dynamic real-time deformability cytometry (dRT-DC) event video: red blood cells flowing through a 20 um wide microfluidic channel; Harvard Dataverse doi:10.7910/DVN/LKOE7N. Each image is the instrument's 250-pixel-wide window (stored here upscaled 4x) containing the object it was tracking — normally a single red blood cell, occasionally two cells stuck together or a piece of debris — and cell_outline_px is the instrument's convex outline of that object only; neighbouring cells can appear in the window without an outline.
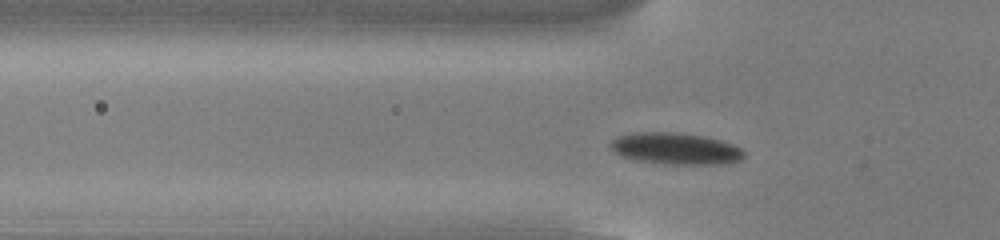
{"species": "common noctule bat (a hibernating species)", "species_latin": "Nyctalus noctula", "temperature_condition": "cold", "stored_images_in_passage": 47, "camera_frame_rate_fps": 3000, "um_per_image_px": 0.085, "animal": {"sex": "male", "body_mass_g": 13.0, "forearm_length_mm": 53.1}, "frame": {"image": 1, "passage_image": 10, "time_ms": 3.0, "image_size_px": [1000, 240], "cell_outline_px": [[744, 156], [740, 160], [728, 164], [664, 164], [636, 160], [620, 156], [612, 148], [612, 140], [620, 136], [632, 132], [676, 132], [704, 136], [720, 140], [732, 144], [740, 148], [744, 152]], "centroid_in_image_um": [57.45, 12.63], "position_along_channel_um": 68.3, "area_um2": 24.57}}
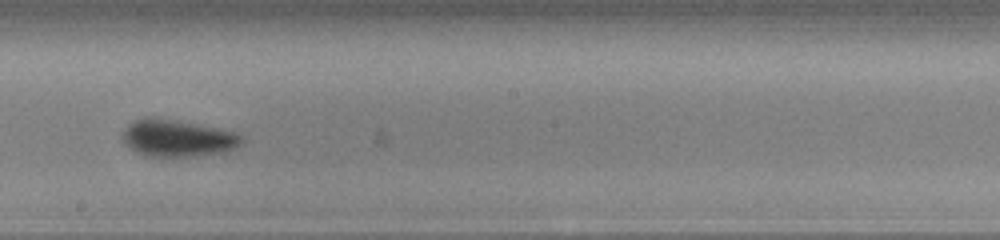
{"frame": {"image": 2, "passage_image": 23, "time_ms": 7.333, "image_size_px": [1000, 240], "cell_outline_px": [[244, 144], [228, 152], [196, 156], [144, 156], [136, 152], [124, 144], [120, 136], [124, 128], [128, 124], [144, 116], [152, 116], [196, 124], [216, 128], [232, 132], [244, 136]], "centroid_in_image_um": [15.07, 11.75], "position_along_channel_um": 233.1, "area_um2": 26.07}}
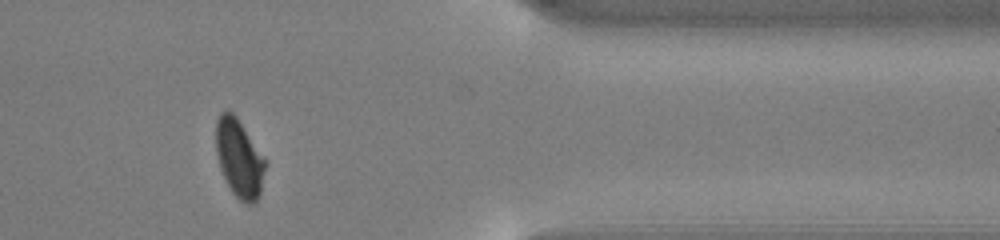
{"frame": {"image": 3, "passage_image": 37, "time_ms": 12.0, "image_size_px": [1000, 240], "cell_outline_px": [[268, 160], [260, 192], [256, 200], [252, 204], [244, 204], [232, 192], [220, 168], [216, 152], [216, 120], [220, 112], [224, 108], [228, 108], [236, 116]], "centroid_in_image_um": [20.35, 13.41], "position_along_channel_um": 391.1, "area_um2": 22.83}, "authors_computed_cell_mechanics": {"area_um2": 23.6402, "velocity_mm_per_s": 3.8241, "shape_relaxation_time_tau1_ms": 3.6937, "shape_relaxation_time_tau2_ms": null, "deformation_change_tau1": 0.1404, "deformation_change_tau2": null}}